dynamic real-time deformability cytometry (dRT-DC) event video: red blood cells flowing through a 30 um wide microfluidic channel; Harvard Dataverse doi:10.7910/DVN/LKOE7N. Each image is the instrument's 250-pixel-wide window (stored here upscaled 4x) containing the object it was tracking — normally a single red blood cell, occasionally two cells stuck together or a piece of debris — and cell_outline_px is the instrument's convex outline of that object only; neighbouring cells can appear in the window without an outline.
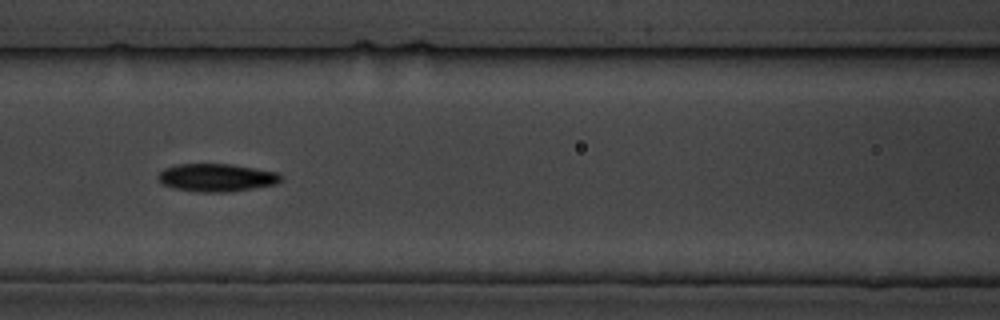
{"species": "common noctule bat (a hibernating species)", "species_latin": "Nyctalus noctula", "temperature_condition": "cold", "stored_images_in_passage": 8, "camera_frame_rate_fps": 3000, "um_per_image_px": 0.085, "animal": {"sex": "male", "body_mass_g": 19.5, "forearm_length_mm": 54.6}, "frame": {"image": 1, "passage_image": 6, "time_ms": 6.0, "image_size_px": [1000, 320], "cell_outline_px": [[284, 180], [276, 184], [228, 192], [196, 192], [176, 188], [164, 184], [156, 176], [164, 168], [176, 164], [232, 164], [280, 172], [284, 176]], "centroid_in_image_um": [18.48, 15.09], "position_along_channel_um": 148.1, "area_um2": 20.11}}
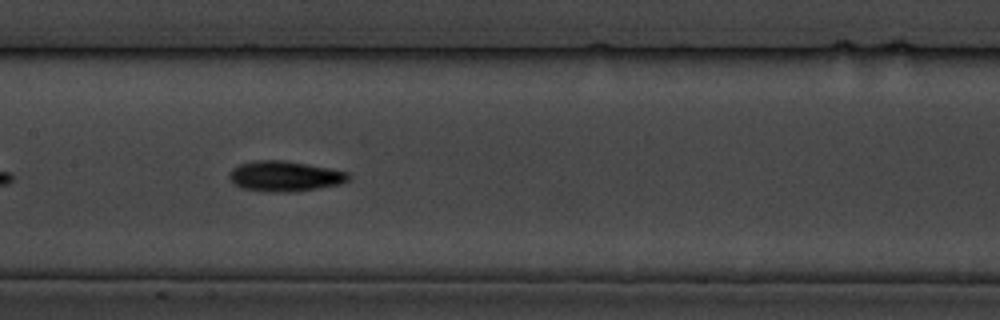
{"frame": {"image": 2, "passage_image": 7, "time_ms": 7.0, "image_size_px": [1000, 320], "cell_outline_px": [[352, 176], [348, 180], [340, 184], [316, 188], [284, 192], [268, 192], [240, 188], [228, 176], [228, 172], [232, 168], [240, 164], [256, 160], [284, 160], [308, 164], [348, 172]], "centroid_in_image_um": [24.19, 14.97], "position_along_channel_um": 183.2, "area_um2": 20.98}}
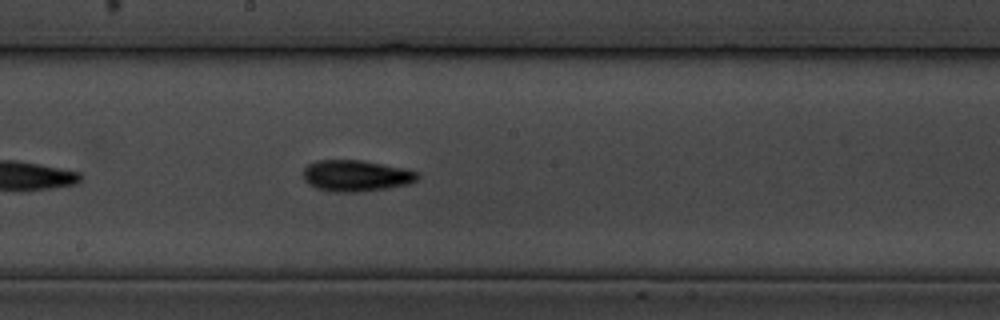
{"frame": {"image": 3, "passage_image": 8, "time_ms": 8.0, "image_size_px": [1000, 320], "cell_outline_px": [[420, 176], [416, 180], [408, 184], [388, 188], [360, 192], [332, 192], [316, 188], [308, 184], [304, 180], [304, 168], [308, 164], [316, 160], [360, 160], [420, 172]], "centroid_in_image_um": [30.24, 14.95], "position_along_channel_um": 218.0, "area_um2": 20.81}}